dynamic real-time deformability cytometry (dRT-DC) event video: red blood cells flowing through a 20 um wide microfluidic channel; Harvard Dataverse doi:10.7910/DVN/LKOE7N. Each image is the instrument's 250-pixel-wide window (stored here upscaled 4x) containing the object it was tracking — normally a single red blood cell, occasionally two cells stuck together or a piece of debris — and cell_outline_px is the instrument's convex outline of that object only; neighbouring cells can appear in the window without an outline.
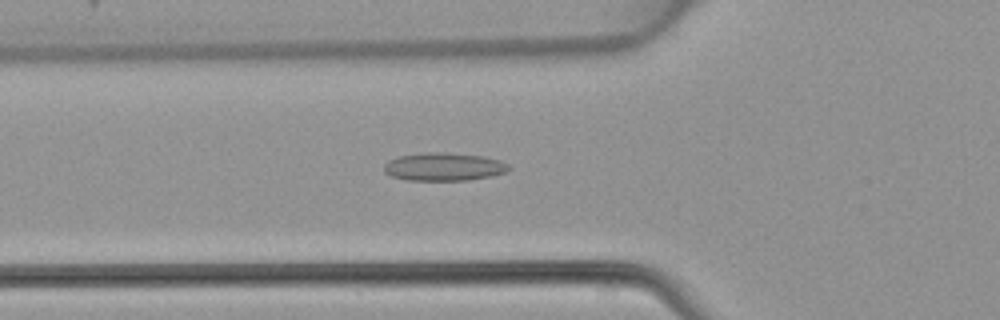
{"species": "common noctule bat (a hibernating species)", "species_latin": "Nyctalus noctula", "temperature_condition": "warm", "stored_images_in_passage": 48, "camera_frame_rate_fps": 3000, "um_per_image_px": 0.085, "animal": {"sex": "female", "body_mass_g": 22.7, "forearm_length_mm": 54.2}, "frame": {"image": 1, "passage_image": 17, "time_ms": 5.333, "image_size_px": [1000, 320], "cell_outline_px": [[512, 168], [504, 172], [492, 176], [468, 180], [408, 180], [392, 176], [384, 172], [384, 164], [388, 160], [396, 156], [424, 152], [444, 152], [484, 156], [500, 160], [508, 164]], "centroid_in_image_um": [37.72, 14.16], "position_along_channel_um": 88.1, "area_um2": 20.58}}
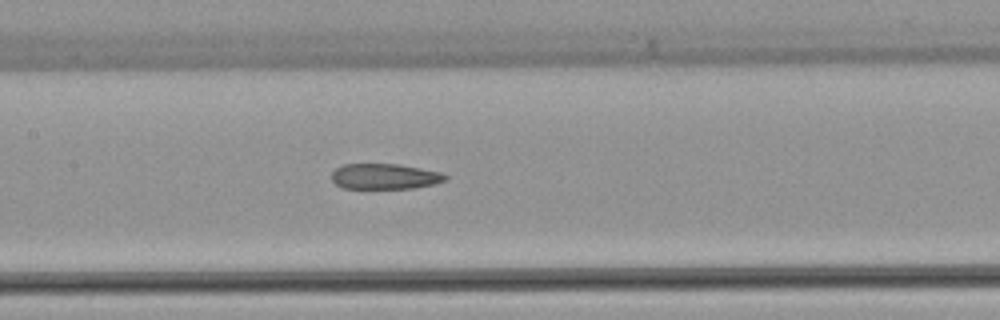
{"frame": {"image": 2, "passage_image": 23, "time_ms": 7.333, "image_size_px": [1000, 320], "cell_outline_px": [[448, 176], [444, 180], [432, 184], [412, 188], [344, 188], [336, 184], [332, 180], [332, 172], [336, 168], [344, 164], [400, 164], [440, 172]], "centroid_in_image_um": [32.67, 14.99], "position_along_channel_um": 174.7, "area_um2": 16.7}}
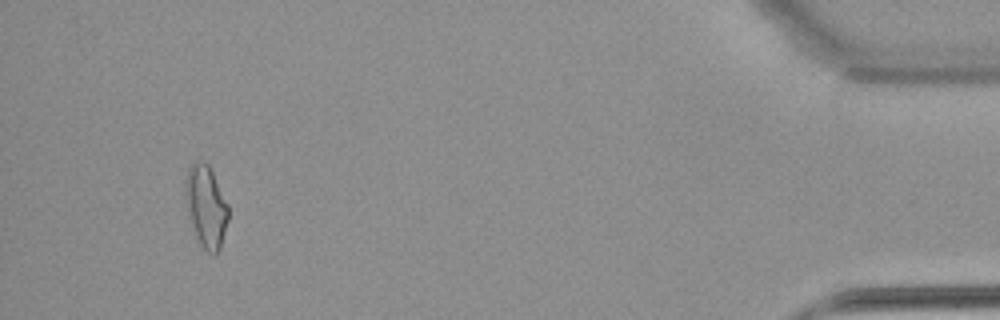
{"frame": {"image": 3, "passage_image": 45, "time_ms": 14.667, "image_size_px": [1000, 320], "cell_outline_px": [[228, 220], [220, 248], [216, 256], [212, 256], [200, 244], [192, 228], [188, 216], [184, 188], [184, 184], [188, 168], [192, 164], [200, 160], [208, 164], [228, 204]], "centroid_in_image_um": [17.5, 17.57], "position_along_channel_um": 417.7, "area_um2": 20.58}}